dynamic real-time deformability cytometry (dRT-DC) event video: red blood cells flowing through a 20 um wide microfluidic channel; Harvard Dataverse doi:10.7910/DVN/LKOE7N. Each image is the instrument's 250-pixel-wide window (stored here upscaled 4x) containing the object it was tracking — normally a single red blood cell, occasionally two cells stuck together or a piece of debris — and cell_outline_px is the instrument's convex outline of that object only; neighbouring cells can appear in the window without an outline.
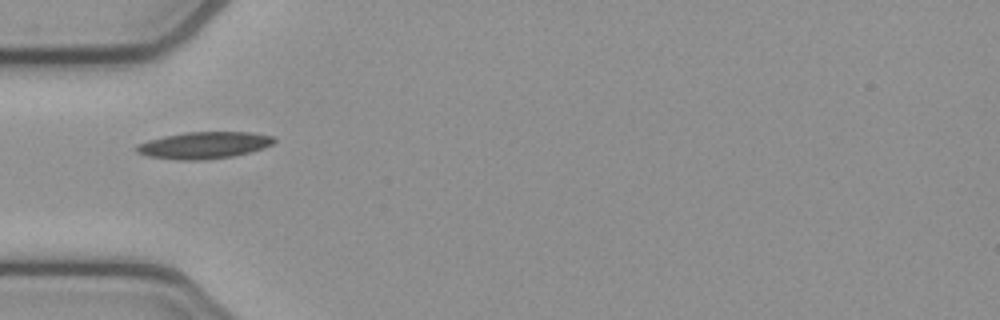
{"species": "common noctule bat (a hibernating species)", "species_latin": "Nyctalus noctula", "temperature_condition": "cold", "stored_images_in_passage": 5, "camera_frame_rate_fps": 3000, "um_per_image_px": 0.085, "animal": {"sex": "female", "body_mass_g": 21.9}, "frame": {"image": 1, "passage_image": 2, "time_ms": 0.333, "image_size_px": [1000, 320], "cell_outline_px": [[276, 140], [272, 144], [264, 148], [252, 152], [232, 156], [208, 160], [176, 160], [148, 156], [136, 152], [136, 144], [148, 140], [164, 136], [184, 132], [252, 132], [276, 136]], "centroid_in_image_um": [17.37, 12.34], "position_along_channel_um": 67.6, "area_um2": 21.79}}
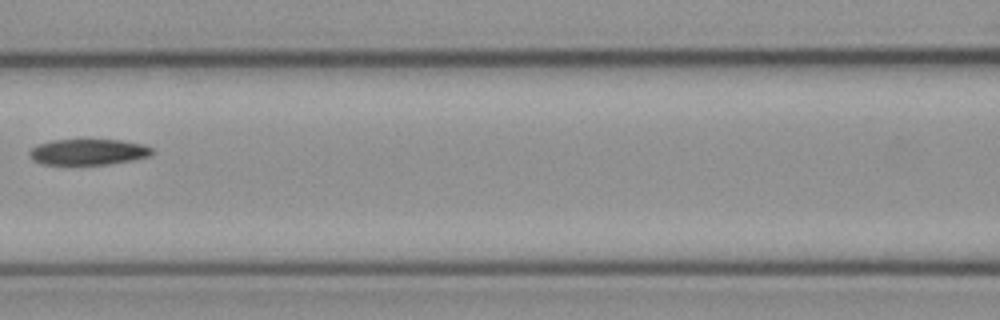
{"frame": {"image": 2, "passage_image": 4, "time_ms": 1.0, "image_size_px": [1000, 320], "cell_outline_px": [[152, 156], [132, 160], [108, 164], [40, 164], [32, 160], [28, 152], [32, 148], [40, 144], [52, 140], [120, 140], [144, 144], [152, 148]], "centroid_in_image_um": [7.51, 12.92], "position_along_channel_um": 159.1, "area_um2": 18.44}}
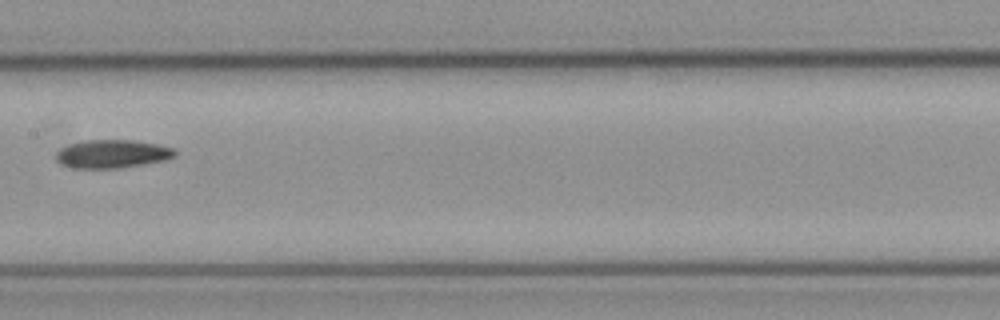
{"frame": {"image": 3, "passage_image": 5, "time_ms": 1.333, "image_size_px": [1000, 320], "cell_outline_px": [[176, 156], [164, 160], [144, 164], [120, 168], [72, 168], [60, 164], [56, 160], [56, 152], [60, 148], [68, 144], [84, 140], [132, 140], [156, 144], [172, 148], [176, 152]], "centroid_in_image_um": [9.49, 13.08], "position_along_channel_um": 197.9, "area_um2": 19.65}}